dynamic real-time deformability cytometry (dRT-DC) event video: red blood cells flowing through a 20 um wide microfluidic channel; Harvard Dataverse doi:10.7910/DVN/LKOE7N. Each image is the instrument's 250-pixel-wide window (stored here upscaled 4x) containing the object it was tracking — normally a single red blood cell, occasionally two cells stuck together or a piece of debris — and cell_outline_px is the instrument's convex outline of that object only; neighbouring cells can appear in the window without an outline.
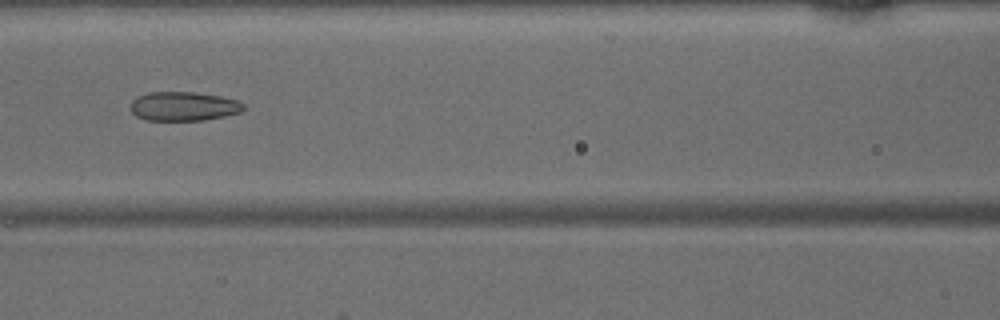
{"species": "common noctule bat (a hibernating species)", "species_latin": "Nyctalus noctula", "temperature_condition": "warm", "stored_images_in_passage": 46, "camera_frame_rate_fps": 3000, "um_per_image_px": 0.085, "animal": {"sex": "male", "body_mass_g": 15.6}, "frame": {"image": 1, "passage_image": 21, "time_ms": 6.667, "image_size_px": [1000, 320], "cell_outline_px": [[244, 108], [240, 112], [224, 116], [204, 120], [148, 120], [136, 116], [128, 108], [132, 100], [136, 96], [148, 92], [192, 92], [220, 96], [240, 100], [244, 104]], "centroid_in_image_um": [15.58, 9.03], "position_along_channel_um": 151.0, "area_um2": 19.31}}
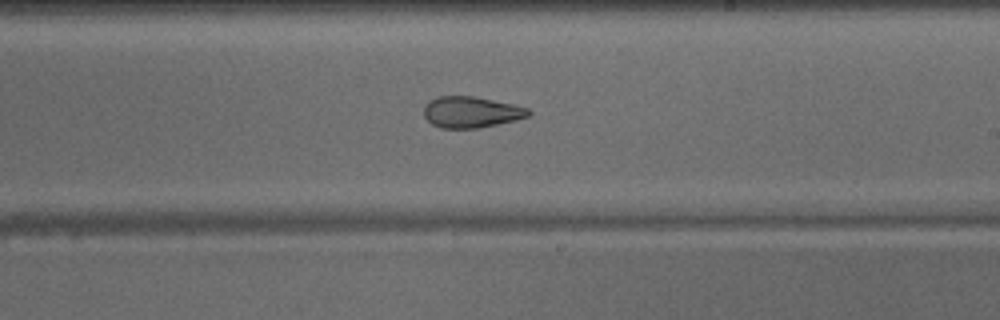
{"frame": {"image": 2, "passage_image": 28, "time_ms": 9.0, "image_size_px": [1000, 320], "cell_outline_px": [[532, 112], [528, 116], [516, 120], [476, 128], [440, 128], [432, 124], [424, 116], [424, 104], [428, 100], [440, 96], [472, 96], [512, 104], [528, 108]], "centroid_in_image_um": [40.01, 9.52], "position_along_channel_um": 249.0, "area_um2": 18.9}}
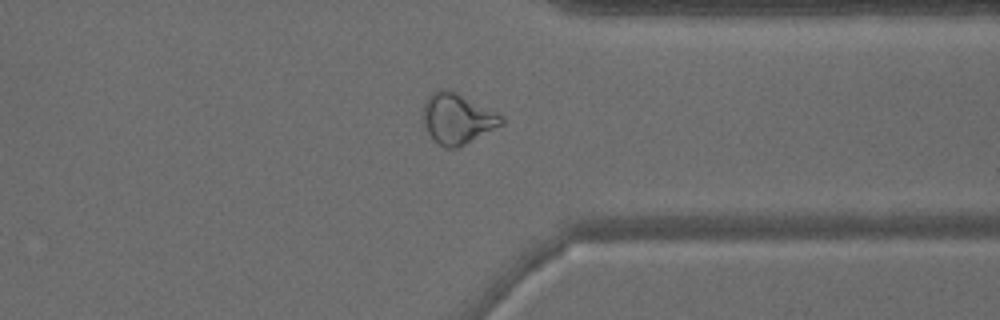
{"frame": {"image": 3, "passage_image": 37, "time_ms": 12.0, "image_size_px": [1000, 320], "cell_outline_px": [[504, 124], [456, 148], [444, 148], [432, 140], [420, 120], [424, 104], [428, 96], [436, 88], [444, 88], [496, 112], [504, 116]], "centroid_in_image_um": [38.81, 10.1], "position_along_channel_um": 372.6, "area_um2": 23.06}}